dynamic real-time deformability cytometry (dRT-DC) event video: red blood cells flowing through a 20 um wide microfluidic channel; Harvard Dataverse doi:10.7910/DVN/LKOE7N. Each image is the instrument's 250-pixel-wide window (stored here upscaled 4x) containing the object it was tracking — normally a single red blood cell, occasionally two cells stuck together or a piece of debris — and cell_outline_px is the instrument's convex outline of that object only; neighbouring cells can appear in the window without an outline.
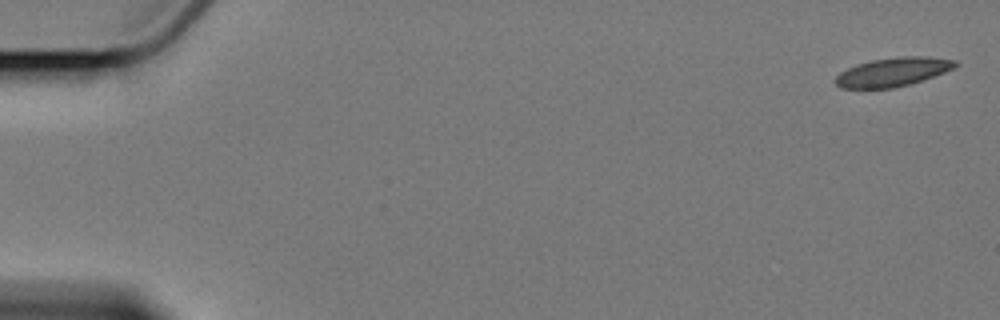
{"species": "Egyptian fruit bat (a non-hibernating species)", "species_latin": "Rousettus aegyptiacus", "temperature_condition": "cold", "stored_images_in_passage": 7, "segment_of_instrument_passage": [1, 2], "camera_frame_rate_fps": 3000, "um_per_image_px": 0.085, "animal": {"sex": "female"}, "frame": {"image": 1, "passage_image": 1, "time_ms": 0.0, "image_size_px": [1000, 320], "cell_outline_px": [[960, 64], [944, 72], [912, 84], [892, 88], [840, 88], [836, 84], [836, 76], [840, 72], [848, 68], [872, 60], [904, 56], [924, 56], [956, 60]], "centroid_in_image_um": [75.92, 6.12], "position_along_channel_um": 9.1, "area_um2": 19.88}}
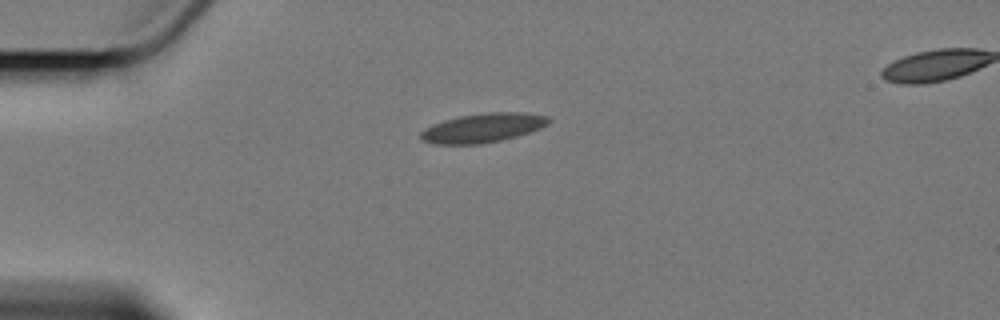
{"frame": {"image": 2, "passage_image": 5, "time_ms": 4.667, "image_size_px": [1000, 320], "cell_outline_px": [[552, 120], [548, 124], [540, 128], [516, 136], [500, 140], [480, 144], [432, 144], [420, 140], [420, 132], [424, 128], [432, 124], [444, 120], [460, 116], [484, 112], [520, 112], [548, 116]], "centroid_in_image_um": [41.0, 10.86], "position_along_channel_um": 44.0, "area_um2": 21.79}}